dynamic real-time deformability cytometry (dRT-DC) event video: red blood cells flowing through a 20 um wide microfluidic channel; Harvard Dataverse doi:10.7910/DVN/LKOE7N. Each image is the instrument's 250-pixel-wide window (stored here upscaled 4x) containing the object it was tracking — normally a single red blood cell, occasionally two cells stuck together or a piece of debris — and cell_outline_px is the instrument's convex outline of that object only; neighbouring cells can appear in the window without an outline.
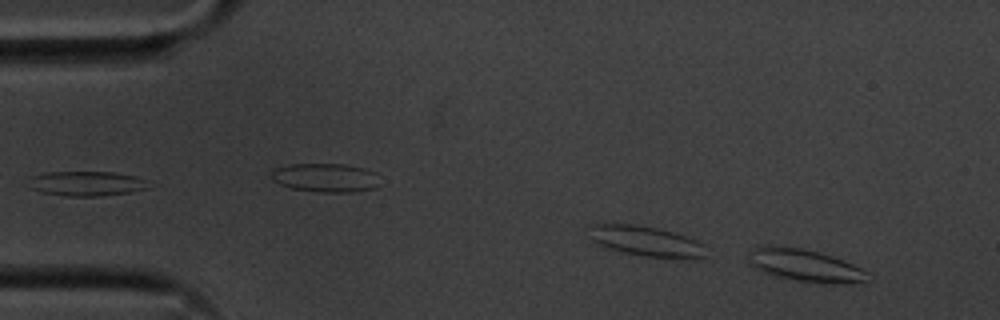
{"species": "common noctule bat (a hibernating species)", "species_latin": "Nyctalus noctula", "temperature_condition": "cold", "stored_images_in_passage": 44, "camera_frame_rate_fps": 3000, "um_per_image_px": 0.085, "animal": {"sex": "male", "body_mass_g": 20.1, "forearm_length_mm": 53.5}, "frame": {"image": 1, "passage_image": 4, "time_ms": 1.0, "image_size_px": [1000, 320], "cell_outline_px": [[872, 276], [864, 280], [852, 284], [832, 284], [800, 280], [776, 276], [752, 268], [748, 264], [748, 260], [756, 244], [764, 244], [800, 248], [832, 256], [852, 264], [860, 268]], "centroid_in_image_um": [68.38, 22.55], "position_along_channel_um": 16.6, "area_um2": 22.37}}
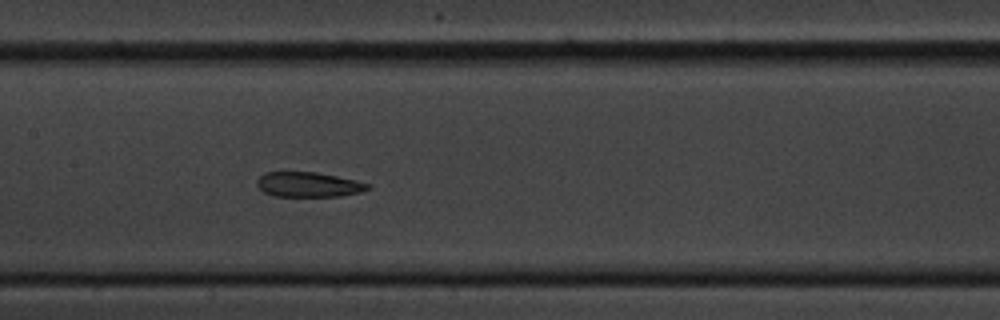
{"frame": {"image": 2, "passage_image": 26, "time_ms": 8.333, "image_size_px": [1000, 320], "cell_outline_px": [[372, 188], [360, 192], [340, 196], [272, 196], [264, 192], [256, 184], [256, 180], [264, 172], [316, 172], [356, 180], [372, 184]], "centroid_in_image_um": [26.23, 15.68], "position_along_channel_um": 181.2, "area_um2": 16.18}}
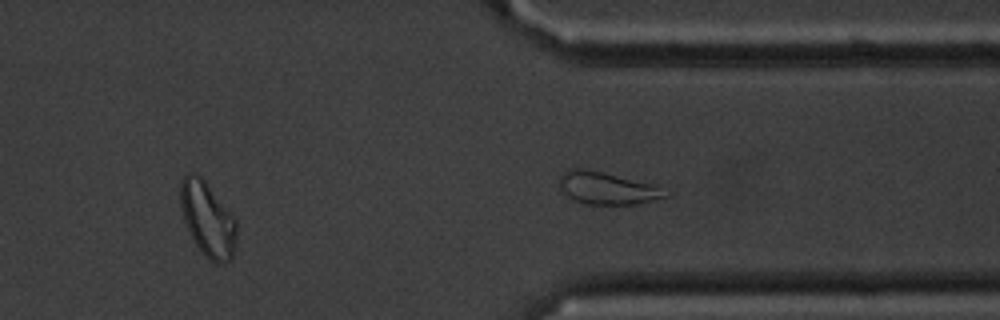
{"frame": {"image": 3, "passage_image": 41, "time_ms": 13.333, "image_size_px": [1000, 320], "cell_outline_px": [[236, 240], [232, 256], [224, 264], [216, 264], [208, 260], [196, 244], [184, 220], [180, 204], [180, 180], [188, 172], [196, 172], [204, 180], [232, 212], [236, 220]], "centroid_in_image_um": [17.65, 18.61], "position_along_channel_um": 393.7, "area_um2": 24.51}, "authors_computed_cell_mechanics": {"area_um2": 17.8313, "velocity_mm_per_s": 3.5689, "shape_relaxation_time_tau1_ms": null, "shape_relaxation_time_tau2_ms": 6.3509, "deformation_change_tau1": null, "deformation_change_tau2": 0.157}}